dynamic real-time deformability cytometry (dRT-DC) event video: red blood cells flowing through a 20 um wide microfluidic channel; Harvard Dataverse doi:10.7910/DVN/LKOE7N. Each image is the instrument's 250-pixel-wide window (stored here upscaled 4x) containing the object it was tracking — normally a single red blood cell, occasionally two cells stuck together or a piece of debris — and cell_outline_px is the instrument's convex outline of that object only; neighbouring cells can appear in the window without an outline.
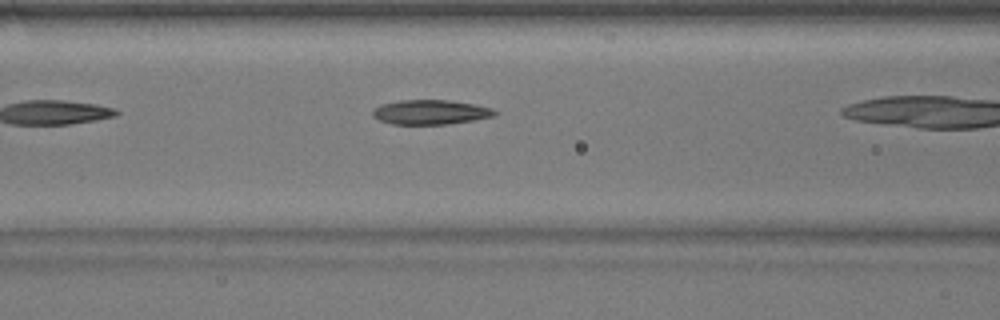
{"species": "common noctule bat (a hibernating species)", "species_latin": "Nyctalus noctula", "temperature_condition": "warm", "stored_images_in_passage": 20, "camera_frame_rate_fps": 3000, "um_per_image_px": 0.085, "animal": {"sex": "male", "body_mass_g": 17.9}, "frame": {"image": 1, "passage_image": 4, "time_ms": 1.0, "image_size_px": [1000, 320], "cell_outline_px": [[496, 116], [448, 124], [392, 124], [380, 120], [372, 116], [372, 112], [380, 104], [400, 100], [452, 100], [476, 104], [492, 108], [496, 112]], "centroid_in_image_um": [36.61, 9.52], "position_along_channel_um": 130.0, "area_um2": 17.51}}